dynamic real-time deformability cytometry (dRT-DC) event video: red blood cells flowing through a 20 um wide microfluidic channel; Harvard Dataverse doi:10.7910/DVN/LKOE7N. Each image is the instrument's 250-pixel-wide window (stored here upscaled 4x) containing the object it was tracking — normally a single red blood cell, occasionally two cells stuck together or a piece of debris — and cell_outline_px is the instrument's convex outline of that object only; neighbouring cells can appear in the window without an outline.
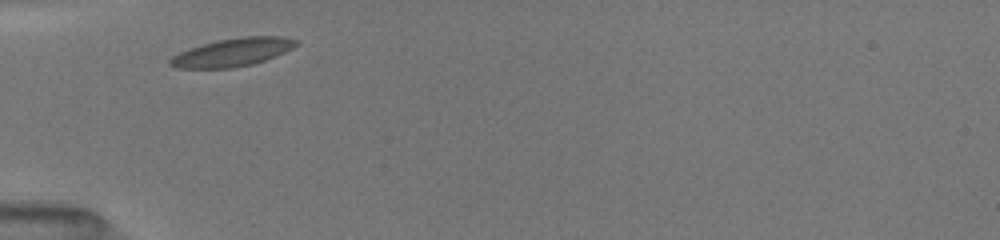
{"species": "common noctule bat (a hibernating species)", "species_latin": "Nyctalus noctula", "temperature_condition": "room temperature", "stored_images_in_passage": 28, "camera_frame_rate_fps": 3000, "um_per_image_px": 0.085, "animal": {"sex": "female", "body_mass_g": 19.5, "forearm_length_mm": 54.1}, "frame": {"image": 1, "passage_image": 1, "time_ms": 0.0, "image_size_px": [1000, 240], "cell_outline_px": [[300, 44], [276, 56], [252, 64], [232, 68], [176, 68], [168, 64], [168, 60], [172, 56], [180, 52], [204, 44], [220, 40], [244, 36], [280, 36], [296, 40]], "centroid_in_image_um": [19.77, 4.45], "position_along_channel_um": 65.2, "area_um2": 20.4}}
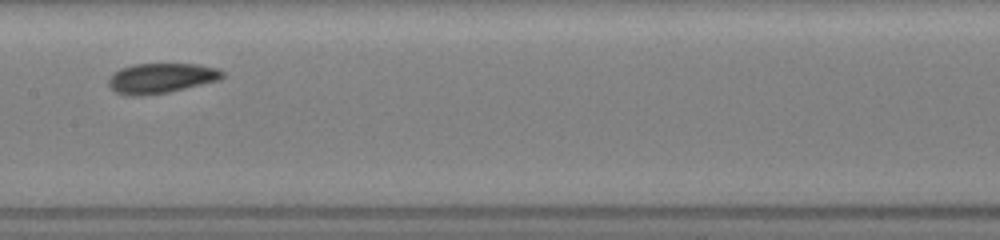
{"frame": {"image": 2, "passage_image": 17, "time_ms": 3.333, "image_size_px": [1000, 240], "cell_outline_px": [[224, 76], [220, 80], [168, 92], [140, 96], [132, 96], [116, 92], [108, 84], [108, 80], [112, 72], [120, 68], [132, 64], [196, 64], [216, 68], [224, 72]], "centroid_in_image_um": [13.67, 6.64], "position_along_channel_um": 193.7, "area_um2": 19.94}}
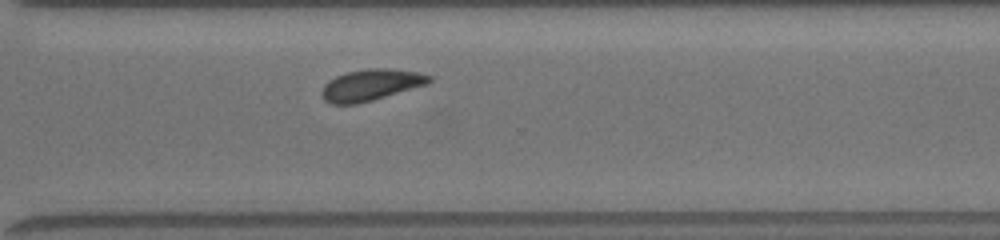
{"frame": {"image": 3, "passage_image": 28, "time_ms": 7.0, "image_size_px": [1000, 240], "cell_outline_px": [[432, 80], [428, 84], [372, 100], [356, 104], [332, 104], [324, 100], [320, 92], [324, 84], [328, 80], [336, 76], [348, 72], [368, 68], [388, 68], [420, 72], [432, 76]], "centroid_in_image_um": [31.52, 7.21], "position_along_channel_um": 339.1, "area_um2": 19.71}}